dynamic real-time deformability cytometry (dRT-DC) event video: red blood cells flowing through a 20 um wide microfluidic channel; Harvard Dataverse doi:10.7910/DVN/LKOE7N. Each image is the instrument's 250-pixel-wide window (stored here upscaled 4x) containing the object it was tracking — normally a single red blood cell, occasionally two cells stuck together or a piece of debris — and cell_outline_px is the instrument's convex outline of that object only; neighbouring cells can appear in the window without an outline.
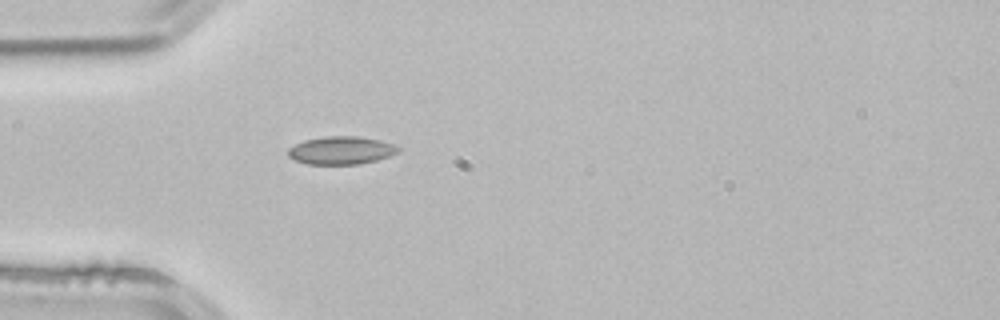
{"species": "common noctule bat (a hibernating species)", "species_latin": "Nyctalus noctula", "temperature_condition": "room temperature", "stored_images_in_passage": 1, "camera_frame_rate_fps": 3000, "um_per_image_px": 0.085, "animal": {"sex": "male", "body_mass_g": 21.5, "forearm_length_mm": 52.0}, "frame": {"image": 1, "passage_image": 1, "time_ms": 0.0, "image_size_px": [1000, 320], "cell_outline_px": [[400, 152], [376, 160], [360, 164], [308, 164], [296, 160], [288, 156], [288, 148], [304, 140], [324, 136], [360, 136], [380, 140], [392, 144], [400, 148]], "centroid_in_image_um": [29.0, 12.77], "position_along_channel_um": 56.0, "area_um2": 17.92}}